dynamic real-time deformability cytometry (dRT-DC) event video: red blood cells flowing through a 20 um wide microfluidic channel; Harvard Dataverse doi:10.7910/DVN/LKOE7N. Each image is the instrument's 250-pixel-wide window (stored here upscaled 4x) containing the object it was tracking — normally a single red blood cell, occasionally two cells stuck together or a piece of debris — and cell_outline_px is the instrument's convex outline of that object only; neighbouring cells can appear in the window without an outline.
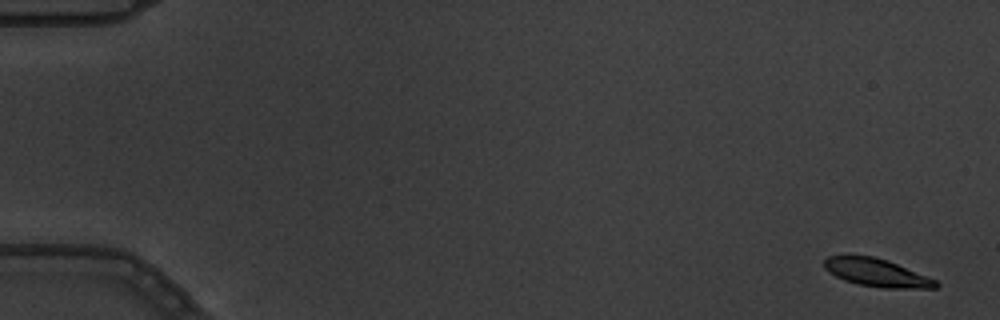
{"species": "common noctule bat (a hibernating species)", "species_latin": "Nyctalus noctula", "temperature_condition": "warm", "stored_images_in_passage": 6, "camera_frame_rate_fps": 3000, "um_per_image_px": 0.085, "animal": {"sex": "male", "body_mass_g": 19.5, "forearm_length_mm": 54.6}, "frame": {"image": 1, "passage_image": 1, "time_ms": 0.0, "image_size_px": [1000, 320], "cell_outline_px": [[940, 284], [936, 288], [884, 288], [860, 284], [844, 280], [836, 276], [824, 268], [824, 260], [828, 256], [848, 252], [872, 256], [888, 260], [936, 280]], "centroid_in_image_um": [74.45, 23.13], "position_along_channel_um": 10.5, "area_um2": 18.5}}